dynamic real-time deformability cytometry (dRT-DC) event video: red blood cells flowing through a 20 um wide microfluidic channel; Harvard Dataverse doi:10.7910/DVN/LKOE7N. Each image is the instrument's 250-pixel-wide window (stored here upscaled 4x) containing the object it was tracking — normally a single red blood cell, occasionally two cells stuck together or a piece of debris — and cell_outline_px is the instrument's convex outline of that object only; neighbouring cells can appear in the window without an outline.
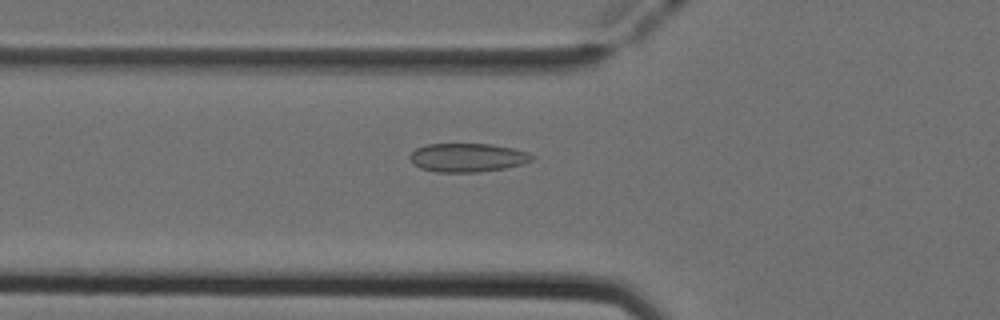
{"species": "Egyptian fruit bat (a non-hibernating species)", "species_latin": "Rousettus aegyptiacus", "temperature_condition": "cold", "stored_images_in_passage": 48, "camera_frame_rate_fps": 3000, "um_per_image_px": 0.085, "animal": {"sex": "female"}, "frame": {"image": 1, "passage_image": 18, "time_ms": 5.667, "image_size_px": [1000, 320], "cell_outline_px": [[536, 156], [532, 160], [524, 164], [504, 168], [476, 172], [436, 172], [420, 168], [412, 164], [408, 156], [416, 148], [428, 144], [492, 144], [512, 148], [528, 152]], "centroid_in_image_um": [39.73, 13.39], "position_along_channel_um": 86.1, "area_um2": 20.52}}
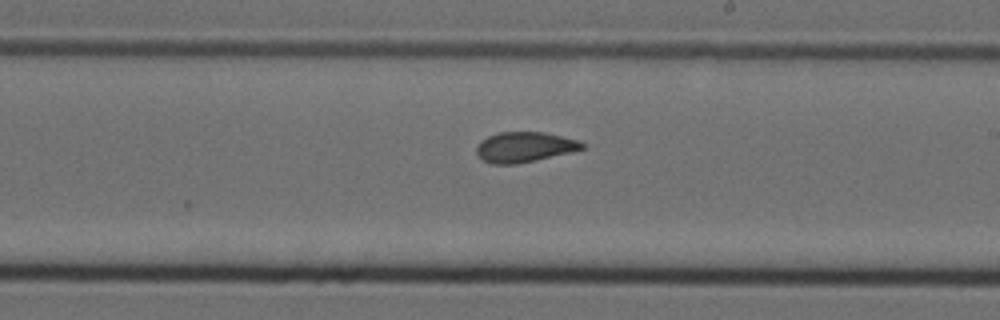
{"frame": {"image": 2, "passage_image": 30, "time_ms": 9.667, "image_size_px": [1000, 320], "cell_outline_px": [[584, 148], [572, 152], [536, 160], [516, 164], [492, 164], [476, 156], [476, 148], [480, 140], [488, 136], [500, 132], [544, 132], [580, 140], [584, 144]], "centroid_in_image_um": [44.57, 12.5], "position_along_channel_um": 244.4, "area_um2": 18.73}}
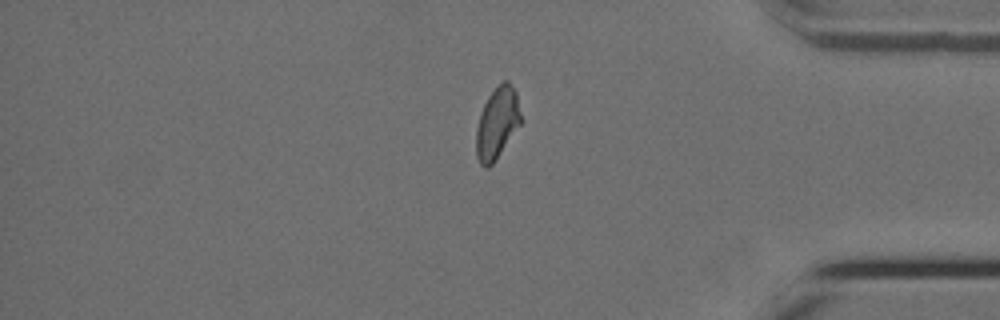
{"frame": {"image": 3, "passage_image": 43, "time_ms": 14.0, "image_size_px": [1000, 320], "cell_outline_px": [[520, 124], [492, 164], [488, 168], [484, 168], [480, 164], [476, 156], [476, 128], [480, 112], [488, 96], [504, 80], [508, 80], [516, 92], [520, 112]], "centroid_in_image_um": [42.23, 10.47], "position_along_channel_um": 393.0, "area_um2": 18.32}, "authors_computed_cell_mechanics": {"area_um2": 19.2763, "velocity_mm_per_s": 3.9488, "shape_relaxation_time_tau1_ms": null, "shape_relaxation_time_tau2_ms": 0.7299, "deformation_change_tau1": null, "deformation_change_tau2": 0.0441}}